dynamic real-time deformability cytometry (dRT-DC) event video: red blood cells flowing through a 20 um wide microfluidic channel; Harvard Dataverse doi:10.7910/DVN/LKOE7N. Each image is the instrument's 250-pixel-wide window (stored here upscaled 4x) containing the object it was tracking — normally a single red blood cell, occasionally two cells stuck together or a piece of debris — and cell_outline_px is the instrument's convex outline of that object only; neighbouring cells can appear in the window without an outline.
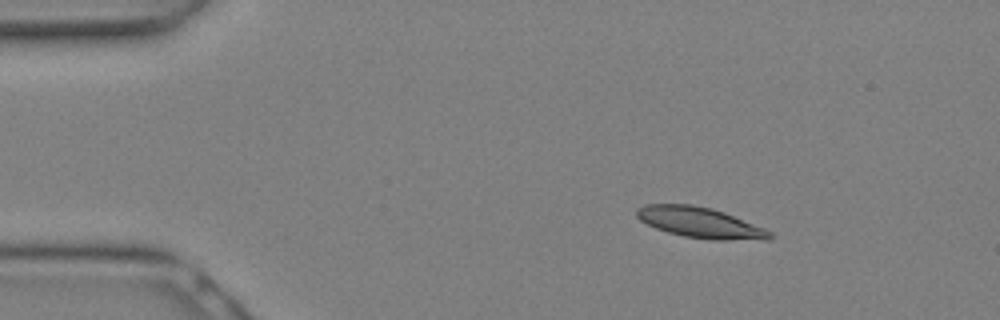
{"species": "Egyptian fruit bat (a non-hibernating species)", "species_latin": "Rousettus aegyptiacus", "temperature_condition": "warm", "stored_images_in_passage": 12, "camera_frame_rate_fps": 3000, "um_per_image_px": 0.085, "animal": {"sex": "female"}, "frame": {"image": 1, "passage_image": 1, "time_ms": 0.0, "image_size_px": [1000, 320], "cell_outline_px": [[772, 240], [712, 240], [684, 236], [668, 232], [656, 228], [640, 220], [636, 216], [636, 208], [644, 204], [692, 204], [712, 208], [724, 212], [764, 228], [772, 232]], "centroid_in_image_um": [59.52, 18.92], "position_along_channel_um": 25.5, "area_um2": 23.87}}
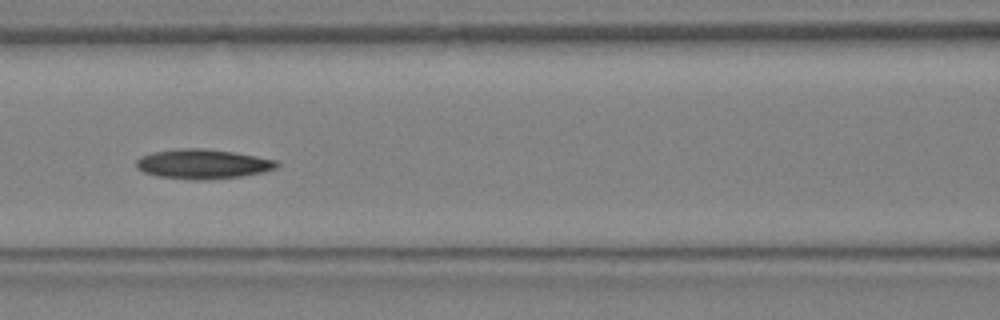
{"frame": {"image": 2, "passage_image": 9, "time_ms": 2.667, "image_size_px": [1000, 320], "cell_outline_px": [[280, 164], [276, 168], [264, 172], [240, 176], [196, 180], [160, 176], [144, 172], [136, 168], [136, 160], [140, 156], [152, 152], [180, 148], [204, 148], [232, 152], [256, 156], [276, 160]], "centroid_in_image_um": [17.22, 13.93], "position_along_channel_um": 149.4, "area_um2": 24.04}}
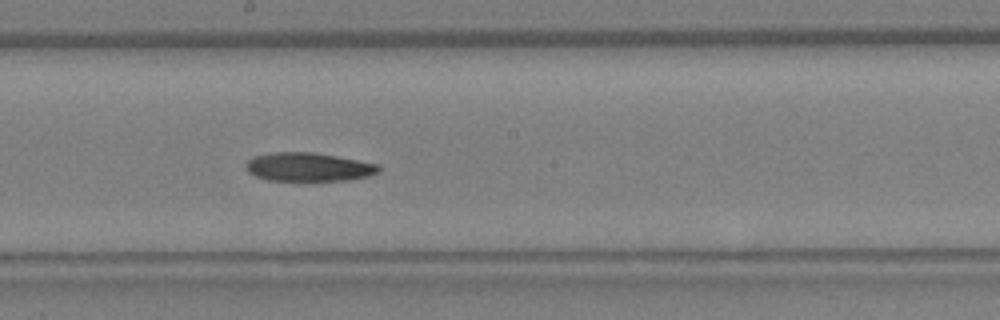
{"frame": {"image": 3, "passage_image": 12, "time_ms": 3.667, "image_size_px": [1000, 320], "cell_outline_px": [[380, 172], [372, 176], [348, 180], [268, 180], [256, 176], [248, 172], [244, 164], [252, 156], [272, 152], [312, 152], [336, 156], [380, 164]], "centroid_in_image_um": [26.24, 14.19], "position_along_channel_um": 222.0, "area_um2": 22.31}}